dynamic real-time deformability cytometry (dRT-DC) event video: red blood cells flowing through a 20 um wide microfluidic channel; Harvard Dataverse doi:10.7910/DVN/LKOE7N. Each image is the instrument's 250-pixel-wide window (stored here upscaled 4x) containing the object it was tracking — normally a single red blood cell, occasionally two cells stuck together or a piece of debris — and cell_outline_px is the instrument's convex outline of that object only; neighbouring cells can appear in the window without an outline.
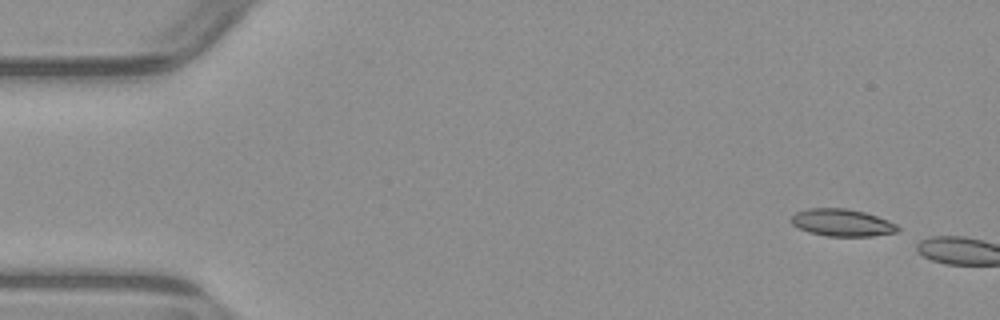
{"species": "common noctule bat (a hibernating species)", "species_latin": "Nyctalus noctula", "temperature_condition": "warm", "stored_images_in_passage": 2, "camera_frame_rate_fps": 3000, "um_per_image_px": 0.085, "animal": {"sex": "male", "body_mass_g": 23.1, "forearm_length_mm": 52.7}, "frame": {"image": 1, "passage_image": 1, "time_ms": 0.0, "image_size_px": [1000, 320], "cell_outline_px": [[900, 232], [872, 236], [824, 236], [808, 232], [792, 224], [788, 220], [796, 212], [808, 208], [848, 208], [864, 212], [888, 220], [896, 224], [900, 228]], "centroid_in_image_um": [71.57, 18.93], "position_along_channel_um": 13.4, "area_um2": 17.11}}